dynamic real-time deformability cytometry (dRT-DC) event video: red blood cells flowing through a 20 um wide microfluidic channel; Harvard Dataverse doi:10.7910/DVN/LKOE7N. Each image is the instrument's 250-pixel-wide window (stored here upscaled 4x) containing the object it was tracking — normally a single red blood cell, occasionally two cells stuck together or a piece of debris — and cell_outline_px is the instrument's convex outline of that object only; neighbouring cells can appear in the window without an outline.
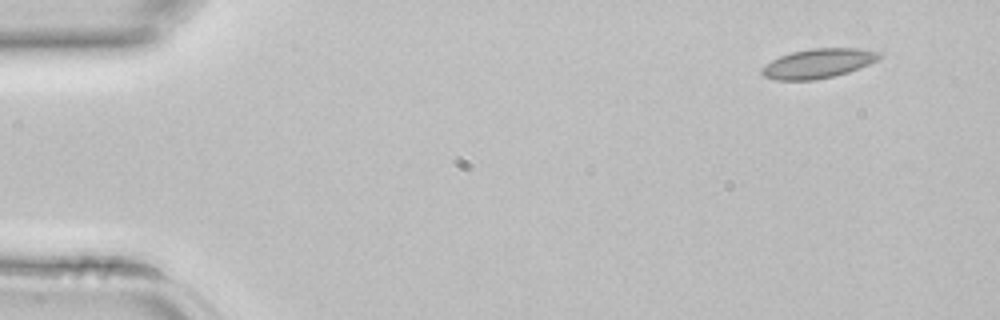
{"species": "common noctule bat (a hibernating species)", "species_latin": "Nyctalus noctula", "temperature_condition": "room temperature", "stored_images_in_passage": 3, "camera_frame_rate_fps": 3000, "um_per_image_px": 0.085, "animal": {"sex": "female", "body_mass_g": 22.7, "forearm_length_mm": 54.2}, "frame": {"image": 1, "passage_image": 1, "time_ms": 0.0, "image_size_px": [1000, 320], "cell_outline_px": [[884, 56], [868, 64], [848, 72], [816, 80], [776, 80], [764, 76], [760, 72], [772, 60], [780, 56], [792, 52], [812, 48], [856, 48], [884, 52]], "centroid_in_image_um": [69.59, 5.38], "position_along_channel_um": 15.4, "area_um2": 20.0}}